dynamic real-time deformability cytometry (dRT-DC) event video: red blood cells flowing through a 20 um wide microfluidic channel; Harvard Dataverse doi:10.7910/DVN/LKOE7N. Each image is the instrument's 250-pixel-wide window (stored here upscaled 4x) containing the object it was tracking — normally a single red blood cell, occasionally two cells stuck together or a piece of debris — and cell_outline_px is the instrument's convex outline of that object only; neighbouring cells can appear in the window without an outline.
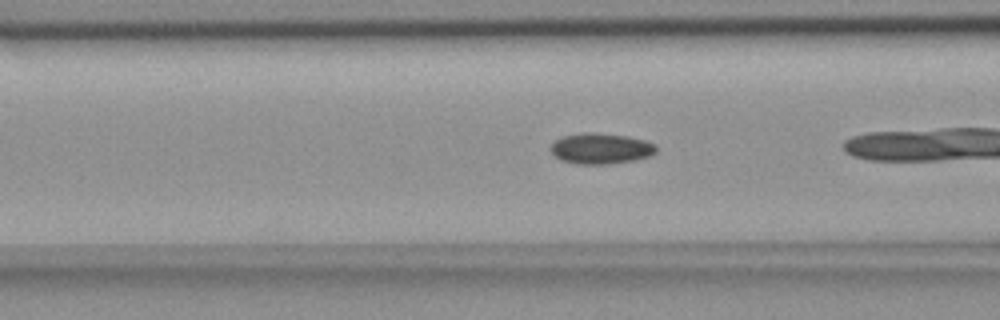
{"species": "common noctule bat (a hibernating species)", "species_latin": "Nyctalus noctula", "temperature_condition": "room temperature", "stored_images_in_passage": 38, "camera_frame_rate_fps": 3000, "um_per_image_px": 0.085, "animal": {"sex": "female", "body_mass_g": 18.4}, "frame": {"image": 1, "passage_image": 17, "time_ms": 5.333, "image_size_px": [1000, 320], "cell_outline_px": [[656, 152], [652, 156], [636, 160], [608, 164], [576, 164], [560, 160], [548, 148], [556, 140], [564, 136], [580, 132], [592, 132], [628, 136], [644, 140], [656, 144]], "centroid_in_image_um": [51.08, 12.63], "position_along_channel_um": 115.5, "area_um2": 19.13}}
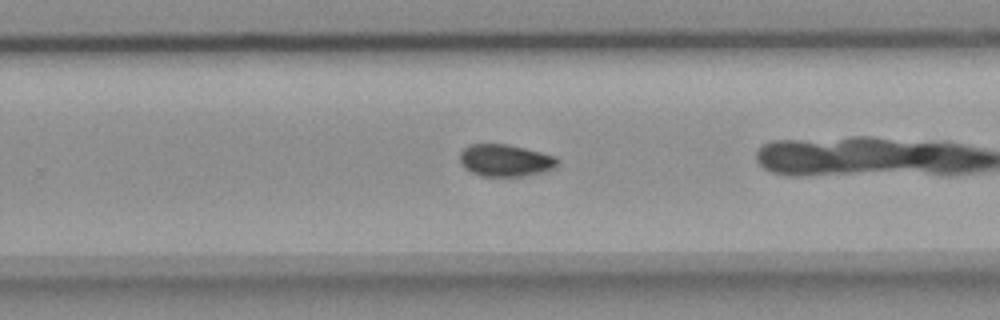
{"frame": {"image": 2, "passage_image": 31, "time_ms": 10.0, "image_size_px": [1000, 320], "cell_outline_px": [[556, 164], [552, 168], [540, 172], [520, 176], [480, 176], [464, 168], [460, 164], [460, 152], [468, 144], [508, 144], [556, 156]], "centroid_in_image_um": [42.87, 13.62], "position_along_channel_um": 286.9, "area_um2": 18.03}}
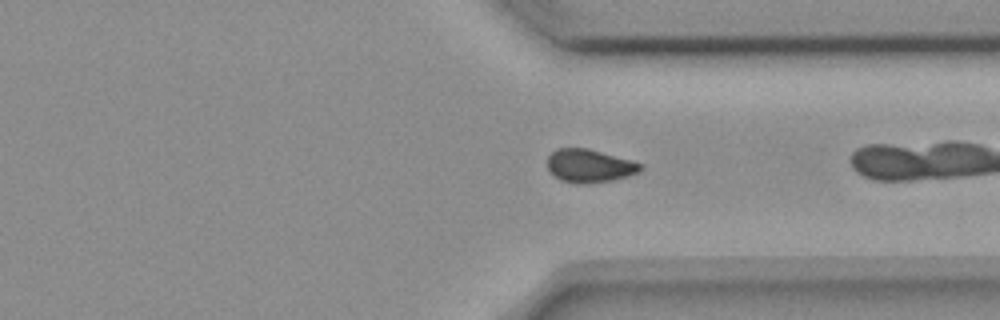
{"frame": {"image": 3, "passage_image": 37, "time_ms": 12.0, "image_size_px": [1000, 320], "cell_outline_px": [[644, 168], [640, 172], [628, 176], [612, 180], [584, 184], [580, 184], [560, 180], [548, 168], [548, 156], [556, 148], [588, 148], [632, 160], [640, 164]], "centroid_in_image_um": [50.13, 14.09], "position_along_channel_um": 361.3, "area_um2": 17.98}}